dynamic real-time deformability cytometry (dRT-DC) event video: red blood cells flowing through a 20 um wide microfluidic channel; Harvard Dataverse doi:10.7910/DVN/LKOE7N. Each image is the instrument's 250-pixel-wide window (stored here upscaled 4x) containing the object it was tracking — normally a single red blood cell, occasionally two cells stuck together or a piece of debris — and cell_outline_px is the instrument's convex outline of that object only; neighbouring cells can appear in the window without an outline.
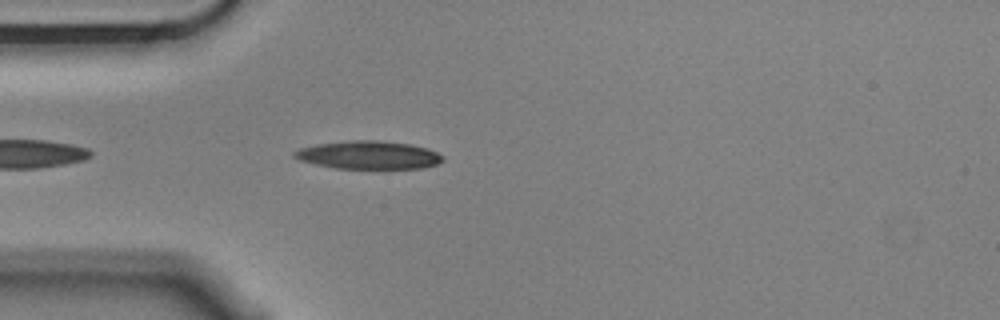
{"species": "Egyptian fruit bat (a non-hibernating species)", "species_latin": "Rousettus aegyptiacus", "temperature_condition": "cold", "stored_images_in_passage": 14, "camera_frame_rate_fps": 3000, "um_per_image_px": 0.085, "animal": {"sex": "male"}, "frame": {"image": 1, "passage_image": 3, "time_ms": 0.667, "image_size_px": [1000, 320], "cell_outline_px": [[444, 160], [436, 164], [420, 168], [336, 168], [316, 164], [300, 160], [292, 156], [292, 152], [300, 148], [316, 144], [352, 140], [376, 140], [408, 144], [428, 148], [444, 156]], "centroid_in_image_um": [31.31, 13.17], "position_along_channel_um": 53.7, "area_um2": 24.1}}
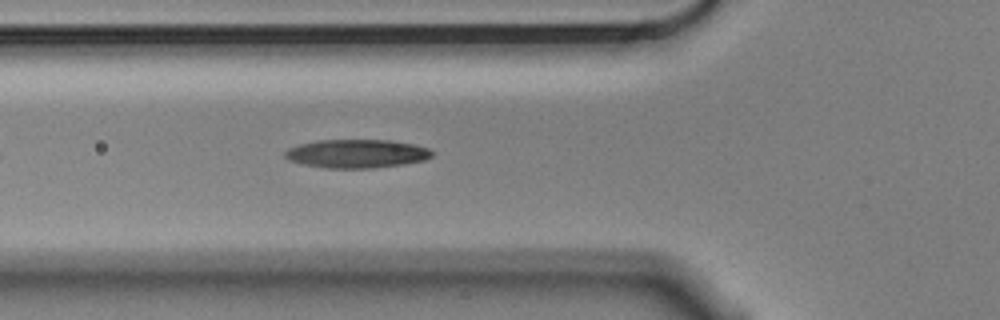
{"frame": {"image": 2, "passage_image": 7, "time_ms": 2.0, "image_size_px": [1000, 320], "cell_outline_px": [[432, 156], [424, 160], [404, 164], [372, 168], [328, 168], [304, 164], [288, 160], [284, 156], [284, 152], [288, 148], [300, 144], [316, 140], [392, 140], [412, 144], [428, 148], [432, 152]], "centroid_in_image_um": [30.3, 13.06], "position_along_channel_um": 95.5, "area_um2": 24.39}}
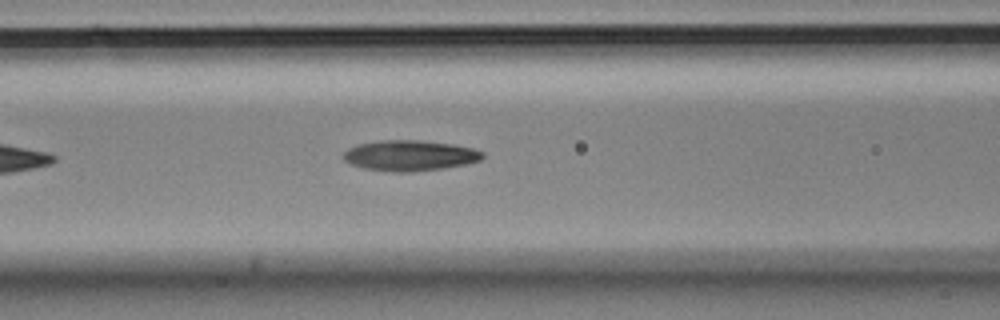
{"frame": {"image": 3, "passage_image": 10, "time_ms": 3.0, "image_size_px": [1000, 320], "cell_outline_px": [[484, 156], [480, 160], [468, 164], [444, 168], [412, 172], [392, 172], [364, 168], [352, 164], [344, 160], [344, 152], [348, 148], [360, 144], [380, 140], [420, 140], [452, 144], [472, 148], [484, 152]], "centroid_in_image_um": [34.86, 13.22], "position_along_channel_um": 131.7, "area_um2": 24.8}}